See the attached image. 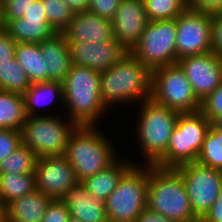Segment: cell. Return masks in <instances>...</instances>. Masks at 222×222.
Returning a JSON list of instances; mask_svg holds the SVG:
<instances>
[{"label": "cell", "mask_w": 222, "mask_h": 222, "mask_svg": "<svg viewBox=\"0 0 222 222\" xmlns=\"http://www.w3.org/2000/svg\"><path fill=\"white\" fill-rule=\"evenodd\" d=\"M121 0H90V13L112 20Z\"/></svg>", "instance_id": "d590c367"}, {"label": "cell", "mask_w": 222, "mask_h": 222, "mask_svg": "<svg viewBox=\"0 0 222 222\" xmlns=\"http://www.w3.org/2000/svg\"><path fill=\"white\" fill-rule=\"evenodd\" d=\"M25 111L28 117L42 115L39 113L42 106L49 105L59 100L64 108L63 83L61 82H38L31 83L30 87L23 94ZM49 103V104H48Z\"/></svg>", "instance_id": "7402d4cb"}, {"label": "cell", "mask_w": 222, "mask_h": 222, "mask_svg": "<svg viewBox=\"0 0 222 222\" xmlns=\"http://www.w3.org/2000/svg\"><path fill=\"white\" fill-rule=\"evenodd\" d=\"M23 18H26V20H40V22H47L42 0H36L27 12L24 13Z\"/></svg>", "instance_id": "60d3db41"}, {"label": "cell", "mask_w": 222, "mask_h": 222, "mask_svg": "<svg viewBox=\"0 0 222 222\" xmlns=\"http://www.w3.org/2000/svg\"><path fill=\"white\" fill-rule=\"evenodd\" d=\"M6 28H7V23L5 21L4 5L2 0H0V33L5 31Z\"/></svg>", "instance_id": "ee69618b"}, {"label": "cell", "mask_w": 222, "mask_h": 222, "mask_svg": "<svg viewBox=\"0 0 222 222\" xmlns=\"http://www.w3.org/2000/svg\"><path fill=\"white\" fill-rule=\"evenodd\" d=\"M147 208L175 222H199L176 168L149 165Z\"/></svg>", "instance_id": "3957f363"}, {"label": "cell", "mask_w": 222, "mask_h": 222, "mask_svg": "<svg viewBox=\"0 0 222 222\" xmlns=\"http://www.w3.org/2000/svg\"><path fill=\"white\" fill-rule=\"evenodd\" d=\"M34 174L36 190L51 199H59L79 182L64 155L37 157Z\"/></svg>", "instance_id": "5bb4252c"}, {"label": "cell", "mask_w": 222, "mask_h": 222, "mask_svg": "<svg viewBox=\"0 0 222 222\" xmlns=\"http://www.w3.org/2000/svg\"><path fill=\"white\" fill-rule=\"evenodd\" d=\"M26 118L24 96L0 90V129L20 131Z\"/></svg>", "instance_id": "484cf974"}, {"label": "cell", "mask_w": 222, "mask_h": 222, "mask_svg": "<svg viewBox=\"0 0 222 222\" xmlns=\"http://www.w3.org/2000/svg\"><path fill=\"white\" fill-rule=\"evenodd\" d=\"M138 106L140 114L135 130L138 148L143 153L142 164L154 165L167 152L180 113L160 106L151 99Z\"/></svg>", "instance_id": "5b68a950"}, {"label": "cell", "mask_w": 222, "mask_h": 222, "mask_svg": "<svg viewBox=\"0 0 222 222\" xmlns=\"http://www.w3.org/2000/svg\"><path fill=\"white\" fill-rule=\"evenodd\" d=\"M120 159L119 157L106 169L84 179L81 183L85 186L87 192L105 201L110 193L116 189L123 173L134 163L132 160Z\"/></svg>", "instance_id": "44dd1931"}, {"label": "cell", "mask_w": 222, "mask_h": 222, "mask_svg": "<svg viewBox=\"0 0 222 222\" xmlns=\"http://www.w3.org/2000/svg\"><path fill=\"white\" fill-rule=\"evenodd\" d=\"M38 44L48 70V82L63 83L72 65L66 37L63 33H55Z\"/></svg>", "instance_id": "d6986e66"}, {"label": "cell", "mask_w": 222, "mask_h": 222, "mask_svg": "<svg viewBox=\"0 0 222 222\" xmlns=\"http://www.w3.org/2000/svg\"><path fill=\"white\" fill-rule=\"evenodd\" d=\"M35 1L36 0H2L6 23L22 18L24 13L27 12Z\"/></svg>", "instance_id": "836d02e7"}, {"label": "cell", "mask_w": 222, "mask_h": 222, "mask_svg": "<svg viewBox=\"0 0 222 222\" xmlns=\"http://www.w3.org/2000/svg\"><path fill=\"white\" fill-rule=\"evenodd\" d=\"M212 13L186 8L176 18V53L180 58L209 53Z\"/></svg>", "instance_id": "7c38bea8"}, {"label": "cell", "mask_w": 222, "mask_h": 222, "mask_svg": "<svg viewBox=\"0 0 222 222\" xmlns=\"http://www.w3.org/2000/svg\"><path fill=\"white\" fill-rule=\"evenodd\" d=\"M177 63L201 102L222 83V57L212 51L180 58Z\"/></svg>", "instance_id": "4fadbf2b"}, {"label": "cell", "mask_w": 222, "mask_h": 222, "mask_svg": "<svg viewBox=\"0 0 222 222\" xmlns=\"http://www.w3.org/2000/svg\"><path fill=\"white\" fill-rule=\"evenodd\" d=\"M21 145L20 131L0 129V164Z\"/></svg>", "instance_id": "d6a6232c"}, {"label": "cell", "mask_w": 222, "mask_h": 222, "mask_svg": "<svg viewBox=\"0 0 222 222\" xmlns=\"http://www.w3.org/2000/svg\"><path fill=\"white\" fill-rule=\"evenodd\" d=\"M0 222H7L3 214L0 216Z\"/></svg>", "instance_id": "bcb514c9"}, {"label": "cell", "mask_w": 222, "mask_h": 222, "mask_svg": "<svg viewBox=\"0 0 222 222\" xmlns=\"http://www.w3.org/2000/svg\"><path fill=\"white\" fill-rule=\"evenodd\" d=\"M217 130L222 132V116L219 118H216L212 123H211Z\"/></svg>", "instance_id": "f6af8a7d"}, {"label": "cell", "mask_w": 222, "mask_h": 222, "mask_svg": "<svg viewBox=\"0 0 222 222\" xmlns=\"http://www.w3.org/2000/svg\"><path fill=\"white\" fill-rule=\"evenodd\" d=\"M51 200L48 195L34 190L7 205L3 215L7 222H41Z\"/></svg>", "instance_id": "ffe728a7"}, {"label": "cell", "mask_w": 222, "mask_h": 222, "mask_svg": "<svg viewBox=\"0 0 222 222\" xmlns=\"http://www.w3.org/2000/svg\"><path fill=\"white\" fill-rule=\"evenodd\" d=\"M67 42H105L114 39L112 20L89 11L76 12L68 27L62 32Z\"/></svg>", "instance_id": "ac0fdd59"}, {"label": "cell", "mask_w": 222, "mask_h": 222, "mask_svg": "<svg viewBox=\"0 0 222 222\" xmlns=\"http://www.w3.org/2000/svg\"><path fill=\"white\" fill-rule=\"evenodd\" d=\"M59 200L67 206L71 219L79 222H109L105 201L92 196L81 182L64 192Z\"/></svg>", "instance_id": "e0dca14e"}, {"label": "cell", "mask_w": 222, "mask_h": 222, "mask_svg": "<svg viewBox=\"0 0 222 222\" xmlns=\"http://www.w3.org/2000/svg\"><path fill=\"white\" fill-rule=\"evenodd\" d=\"M134 222H175V221H172L146 207Z\"/></svg>", "instance_id": "b9f144b4"}, {"label": "cell", "mask_w": 222, "mask_h": 222, "mask_svg": "<svg viewBox=\"0 0 222 222\" xmlns=\"http://www.w3.org/2000/svg\"><path fill=\"white\" fill-rule=\"evenodd\" d=\"M36 190L34 173H0V208Z\"/></svg>", "instance_id": "d4e9b609"}, {"label": "cell", "mask_w": 222, "mask_h": 222, "mask_svg": "<svg viewBox=\"0 0 222 222\" xmlns=\"http://www.w3.org/2000/svg\"><path fill=\"white\" fill-rule=\"evenodd\" d=\"M70 218L67 206L59 199H52L41 222H68Z\"/></svg>", "instance_id": "e575fe53"}, {"label": "cell", "mask_w": 222, "mask_h": 222, "mask_svg": "<svg viewBox=\"0 0 222 222\" xmlns=\"http://www.w3.org/2000/svg\"><path fill=\"white\" fill-rule=\"evenodd\" d=\"M16 44L6 30L0 33V65L15 58Z\"/></svg>", "instance_id": "74e56055"}, {"label": "cell", "mask_w": 222, "mask_h": 222, "mask_svg": "<svg viewBox=\"0 0 222 222\" xmlns=\"http://www.w3.org/2000/svg\"><path fill=\"white\" fill-rule=\"evenodd\" d=\"M176 19L149 21L131 53L151 71L177 63Z\"/></svg>", "instance_id": "30bf717a"}, {"label": "cell", "mask_w": 222, "mask_h": 222, "mask_svg": "<svg viewBox=\"0 0 222 222\" xmlns=\"http://www.w3.org/2000/svg\"><path fill=\"white\" fill-rule=\"evenodd\" d=\"M6 31L16 43H40L56 33L48 22L23 17L9 21Z\"/></svg>", "instance_id": "cb8c5ba5"}, {"label": "cell", "mask_w": 222, "mask_h": 222, "mask_svg": "<svg viewBox=\"0 0 222 222\" xmlns=\"http://www.w3.org/2000/svg\"><path fill=\"white\" fill-rule=\"evenodd\" d=\"M148 22L141 0H121L112 18L114 38L131 52L141 39Z\"/></svg>", "instance_id": "2e32d148"}, {"label": "cell", "mask_w": 222, "mask_h": 222, "mask_svg": "<svg viewBox=\"0 0 222 222\" xmlns=\"http://www.w3.org/2000/svg\"><path fill=\"white\" fill-rule=\"evenodd\" d=\"M210 126L211 122L201 111L180 113L167 152L154 165L176 168L196 162Z\"/></svg>", "instance_id": "52a82bcc"}, {"label": "cell", "mask_w": 222, "mask_h": 222, "mask_svg": "<svg viewBox=\"0 0 222 222\" xmlns=\"http://www.w3.org/2000/svg\"><path fill=\"white\" fill-rule=\"evenodd\" d=\"M211 49L213 53L222 57V15L220 13L212 14Z\"/></svg>", "instance_id": "8d00e7d4"}, {"label": "cell", "mask_w": 222, "mask_h": 222, "mask_svg": "<svg viewBox=\"0 0 222 222\" xmlns=\"http://www.w3.org/2000/svg\"><path fill=\"white\" fill-rule=\"evenodd\" d=\"M37 156L27 146H19L0 164V173H34Z\"/></svg>", "instance_id": "f546056e"}, {"label": "cell", "mask_w": 222, "mask_h": 222, "mask_svg": "<svg viewBox=\"0 0 222 222\" xmlns=\"http://www.w3.org/2000/svg\"><path fill=\"white\" fill-rule=\"evenodd\" d=\"M199 222H222V190L213 205Z\"/></svg>", "instance_id": "ab89813d"}, {"label": "cell", "mask_w": 222, "mask_h": 222, "mask_svg": "<svg viewBox=\"0 0 222 222\" xmlns=\"http://www.w3.org/2000/svg\"><path fill=\"white\" fill-rule=\"evenodd\" d=\"M176 169L181 173L194 215L200 220L222 190V171L191 162Z\"/></svg>", "instance_id": "8fae6325"}, {"label": "cell", "mask_w": 222, "mask_h": 222, "mask_svg": "<svg viewBox=\"0 0 222 222\" xmlns=\"http://www.w3.org/2000/svg\"><path fill=\"white\" fill-rule=\"evenodd\" d=\"M200 111L211 123L222 116V83L202 101Z\"/></svg>", "instance_id": "1f68e13d"}, {"label": "cell", "mask_w": 222, "mask_h": 222, "mask_svg": "<svg viewBox=\"0 0 222 222\" xmlns=\"http://www.w3.org/2000/svg\"><path fill=\"white\" fill-rule=\"evenodd\" d=\"M63 92L66 116L77 126H96L109 110L101 100L97 70L72 64L63 82Z\"/></svg>", "instance_id": "7a4b0ae2"}, {"label": "cell", "mask_w": 222, "mask_h": 222, "mask_svg": "<svg viewBox=\"0 0 222 222\" xmlns=\"http://www.w3.org/2000/svg\"><path fill=\"white\" fill-rule=\"evenodd\" d=\"M64 1L75 13L87 11L90 4V0H64Z\"/></svg>", "instance_id": "7bdbcfd3"}, {"label": "cell", "mask_w": 222, "mask_h": 222, "mask_svg": "<svg viewBox=\"0 0 222 222\" xmlns=\"http://www.w3.org/2000/svg\"><path fill=\"white\" fill-rule=\"evenodd\" d=\"M15 58L31 83L48 82V70L38 43H17Z\"/></svg>", "instance_id": "603a6c76"}, {"label": "cell", "mask_w": 222, "mask_h": 222, "mask_svg": "<svg viewBox=\"0 0 222 222\" xmlns=\"http://www.w3.org/2000/svg\"><path fill=\"white\" fill-rule=\"evenodd\" d=\"M30 85L26 72L16 58L0 65V90L23 95Z\"/></svg>", "instance_id": "4316f807"}, {"label": "cell", "mask_w": 222, "mask_h": 222, "mask_svg": "<svg viewBox=\"0 0 222 222\" xmlns=\"http://www.w3.org/2000/svg\"><path fill=\"white\" fill-rule=\"evenodd\" d=\"M97 126H77L71 133L64 156L79 182L106 169L118 158L115 146Z\"/></svg>", "instance_id": "277c9868"}, {"label": "cell", "mask_w": 222, "mask_h": 222, "mask_svg": "<svg viewBox=\"0 0 222 222\" xmlns=\"http://www.w3.org/2000/svg\"><path fill=\"white\" fill-rule=\"evenodd\" d=\"M71 63L102 72L120 61L128 51L114 38L105 42H68Z\"/></svg>", "instance_id": "9a60e30c"}, {"label": "cell", "mask_w": 222, "mask_h": 222, "mask_svg": "<svg viewBox=\"0 0 222 222\" xmlns=\"http://www.w3.org/2000/svg\"><path fill=\"white\" fill-rule=\"evenodd\" d=\"M156 104L178 111L192 113L201 110L191 83L178 63L152 71L151 98Z\"/></svg>", "instance_id": "9c48e42d"}, {"label": "cell", "mask_w": 222, "mask_h": 222, "mask_svg": "<svg viewBox=\"0 0 222 222\" xmlns=\"http://www.w3.org/2000/svg\"><path fill=\"white\" fill-rule=\"evenodd\" d=\"M187 8L207 13H220L222 0H187Z\"/></svg>", "instance_id": "f35d334b"}, {"label": "cell", "mask_w": 222, "mask_h": 222, "mask_svg": "<svg viewBox=\"0 0 222 222\" xmlns=\"http://www.w3.org/2000/svg\"><path fill=\"white\" fill-rule=\"evenodd\" d=\"M47 22L56 33H62L72 21L75 12L64 0H42Z\"/></svg>", "instance_id": "4dcf8cb0"}, {"label": "cell", "mask_w": 222, "mask_h": 222, "mask_svg": "<svg viewBox=\"0 0 222 222\" xmlns=\"http://www.w3.org/2000/svg\"><path fill=\"white\" fill-rule=\"evenodd\" d=\"M151 82L152 71L128 52L111 68L100 72L101 100L107 109L120 103L140 104L150 100Z\"/></svg>", "instance_id": "6da1fadb"}, {"label": "cell", "mask_w": 222, "mask_h": 222, "mask_svg": "<svg viewBox=\"0 0 222 222\" xmlns=\"http://www.w3.org/2000/svg\"><path fill=\"white\" fill-rule=\"evenodd\" d=\"M196 162L222 171V132L212 124L204 138Z\"/></svg>", "instance_id": "83f0119b"}, {"label": "cell", "mask_w": 222, "mask_h": 222, "mask_svg": "<svg viewBox=\"0 0 222 222\" xmlns=\"http://www.w3.org/2000/svg\"><path fill=\"white\" fill-rule=\"evenodd\" d=\"M149 164L133 163L105 200L109 222H134L147 207Z\"/></svg>", "instance_id": "8992f818"}, {"label": "cell", "mask_w": 222, "mask_h": 222, "mask_svg": "<svg viewBox=\"0 0 222 222\" xmlns=\"http://www.w3.org/2000/svg\"><path fill=\"white\" fill-rule=\"evenodd\" d=\"M148 21L176 19L186 8L187 0H141Z\"/></svg>", "instance_id": "f1b7e54d"}, {"label": "cell", "mask_w": 222, "mask_h": 222, "mask_svg": "<svg viewBox=\"0 0 222 222\" xmlns=\"http://www.w3.org/2000/svg\"><path fill=\"white\" fill-rule=\"evenodd\" d=\"M3 214V210L0 208V216Z\"/></svg>", "instance_id": "c3c4849f"}, {"label": "cell", "mask_w": 222, "mask_h": 222, "mask_svg": "<svg viewBox=\"0 0 222 222\" xmlns=\"http://www.w3.org/2000/svg\"><path fill=\"white\" fill-rule=\"evenodd\" d=\"M42 114L27 116L20 130L22 145L29 147L37 157L64 155L77 125L69 118L62 119L60 114Z\"/></svg>", "instance_id": "ba28073f"}, {"label": "cell", "mask_w": 222, "mask_h": 222, "mask_svg": "<svg viewBox=\"0 0 222 222\" xmlns=\"http://www.w3.org/2000/svg\"><path fill=\"white\" fill-rule=\"evenodd\" d=\"M68 222H79V221L70 218Z\"/></svg>", "instance_id": "7dc6e473"}]
</instances>
